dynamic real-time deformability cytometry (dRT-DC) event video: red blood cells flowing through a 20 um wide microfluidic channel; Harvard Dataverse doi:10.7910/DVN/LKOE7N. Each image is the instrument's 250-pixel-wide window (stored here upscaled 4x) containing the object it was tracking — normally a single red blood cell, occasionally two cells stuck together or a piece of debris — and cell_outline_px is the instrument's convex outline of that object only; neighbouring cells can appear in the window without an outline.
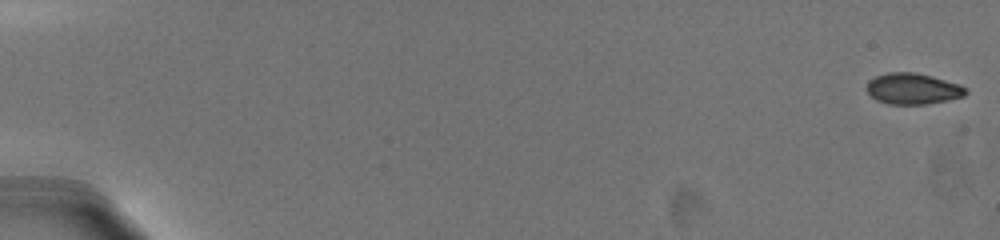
{"species": "common noctule bat (a hibernating species)", "species_latin": "Nyctalus noctula", "temperature_condition": "warm", "stored_images_in_passage": 35, "camera_frame_rate_fps": 3000, "um_per_image_px": 0.085, "animal": {"sex": "female", "body_mass_g": 19.5, "forearm_length_mm": 54.1}, "frame": {"image": 1, "passage_image": 1, "time_ms": 0.0, "image_size_px": [1000, 240], "cell_outline_px": [[968, 92], [964, 96], [948, 100], [928, 104], [888, 104], [876, 100], [868, 92], [868, 80], [876, 76], [888, 72], [916, 72], [960, 84], [968, 88]], "centroid_in_image_um": [77.62, 7.54], "position_along_channel_um": 7.4, "area_um2": 17.98}}
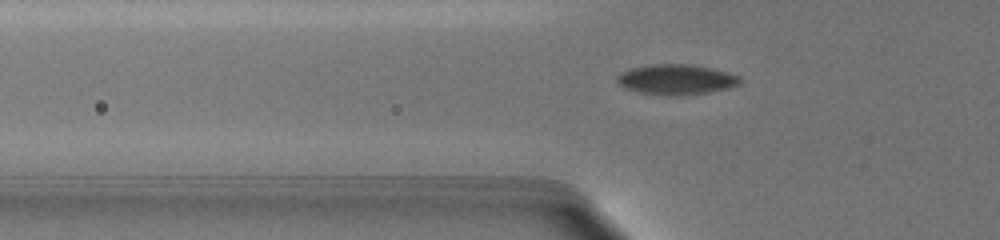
{"frame": {"image": 2, "passage_image": 29, "time_ms": 7.0, "image_size_px": [1000, 240], "cell_outline_px": [[740, 84], [728, 88], [708, 92], [680, 96], [664, 96], [640, 92], [624, 88], [616, 80], [616, 76], [620, 72], [628, 68], [648, 64], [688, 64], [712, 68], [740, 76]], "centroid_in_image_um": [57.43, 6.76], "position_along_channel_um": 68.4, "area_um2": 21.91}}
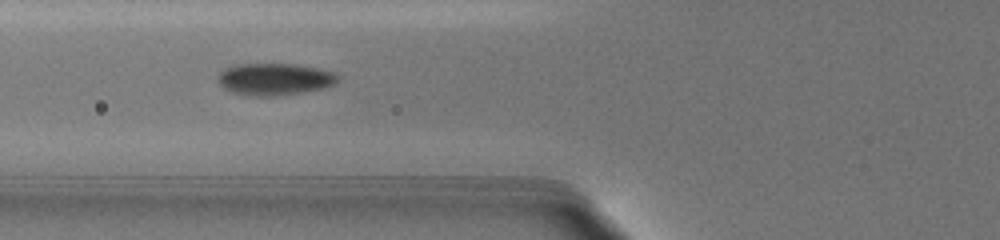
{"frame": {"image": 3, "passage_image": 34, "time_ms": 8.0, "image_size_px": [1000, 240], "cell_outline_px": [[340, 80], [336, 84], [324, 88], [304, 92], [272, 96], [248, 96], [232, 92], [224, 88], [220, 84], [220, 72], [224, 68], [236, 64], [296, 64], [320, 68], [332, 72], [340, 76]], "centroid_in_image_um": [23.39, 6.73], "position_along_channel_um": 102.4, "area_um2": 22.48}}